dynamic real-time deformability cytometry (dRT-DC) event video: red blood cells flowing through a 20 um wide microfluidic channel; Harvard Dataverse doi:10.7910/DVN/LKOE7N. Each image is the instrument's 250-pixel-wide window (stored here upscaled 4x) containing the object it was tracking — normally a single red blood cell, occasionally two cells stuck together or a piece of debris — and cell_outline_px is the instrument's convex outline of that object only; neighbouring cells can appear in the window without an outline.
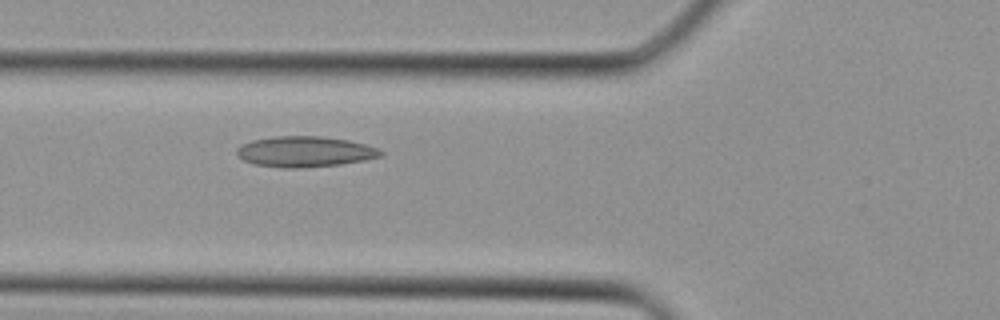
{"species": "Egyptian fruit bat (a non-hibernating species)", "species_latin": "Rousettus aegyptiacus", "temperature_condition": "cold", "stored_images_in_passage": 28, "camera_frame_rate_fps": 3000, "um_per_image_px": 0.085, "animal": {"sex": "female"}, "frame": {"image": 1, "passage_image": 3, "time_ms": 0.667, "image_size_px": [1000, 320], "cell_outline_px": [[384, 152], [380, 156], [364, 160], [340, 164], [300, 168], [284, 168], [252, 164], [244, 160], [236, 152], [236, 148], [240, 144], [252, 140], [276, 136], [320, 136], [348, 140], [380, 148]], "centroid_in_image_um": [25.9, 12.89], "position_along_channel_um": 99.9, "area_um2": 25.72}}
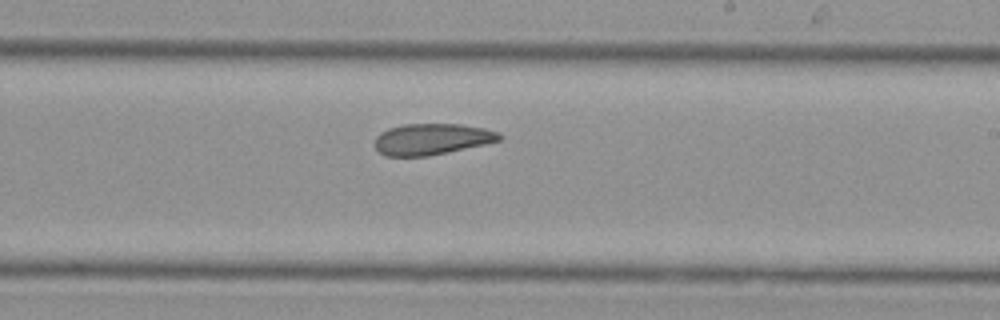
{"frame": {"image": 2, "passage_image": 12, "time_ms": 3.667, "image_size_px": [1000, 320], "cell_outline_px": [[504, 136], [500, 140], [484, 144], [448, 152], [428, 156], [384, 156], [376, 148], [376, 136], [380, 132], [388, 128], [404, 124], [460, 124], [484, 128], [496, 132]], "centroid_in_image_um": [36.69, 11.82], "position_along_channel_um": 252.3, "area_um2": 22.54}}
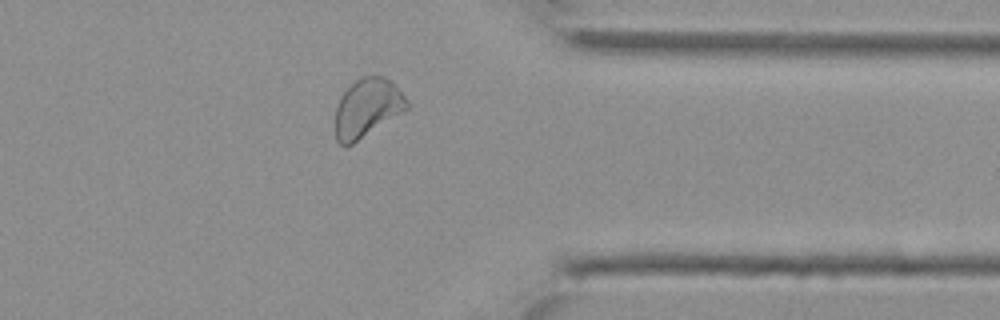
{"frame": {"image": 3, "passage_image": 20, "time_ms": 6.333, "image_size_px": [1000, 320], "cell_outline_px": [[408, 108], [352, 144], [344, 148], [336, 140], [336, 108], [340, 96], [360, 76], [384, 76], [392, 80], [408, 100]], "centroid_in_image_um": [31.21, 9.16], "position_along_channel_um": 380.2, "area_um2": 24.28}}